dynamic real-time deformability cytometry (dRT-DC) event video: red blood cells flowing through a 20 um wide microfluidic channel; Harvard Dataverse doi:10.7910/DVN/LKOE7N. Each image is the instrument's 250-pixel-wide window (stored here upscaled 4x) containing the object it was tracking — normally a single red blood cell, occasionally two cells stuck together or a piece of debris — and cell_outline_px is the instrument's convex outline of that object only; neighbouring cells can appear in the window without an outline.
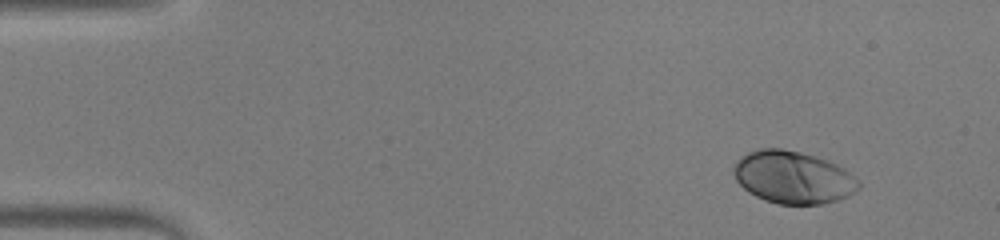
{"species": "human", "species_latin": "Homo sapiens", "temperature_condition": "warm", "stored_images_in_passage": 49, "camera_frame_rate_fps": 3000, "um_per_image_px": 0.085, "donor": {"sex": "male"}, "frame": {"image": 1, "passage_image": 1, "time_ms": 0.0, "image_size_px": [1000, 240], "cell_outline_px": [[860, 188], [848, 196], [824, 204], [780, 204], [764, 200], [748, 192], [736, 180], [732, 172], [732, 168], [736, 160], [740, 156], [748, 152], [760, 148], [780, 148], [800, 152], [816, 156], [828, 160], [844, 168], [860, 184]], "centroid_in_image_um": [67.37, 15.06], "position_along_channel_um": 17.6, "area_um2": 38.32}}
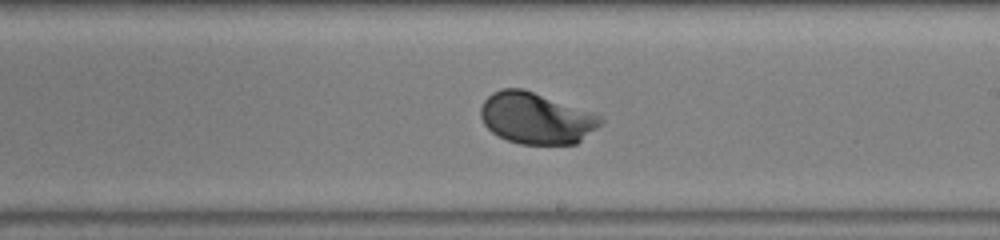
{"frame": {"image": 2, "passage_image": 27, "time_ms": 8.667, "image_size_px": [1000, 240], "cell_outline_px": [[604, 120], [596, 128], [576, 144], [520, 144], [508, 140], [492, 132], [484, 124], [480, 116], [480, 108], [484, 100], [492, 92], [504, 88], [524, 88], [596, 112]], "centroid_in_image_um": [45.59, 10.02], "position_along_channel_um": 243.4, "area_um2": 36.18}}
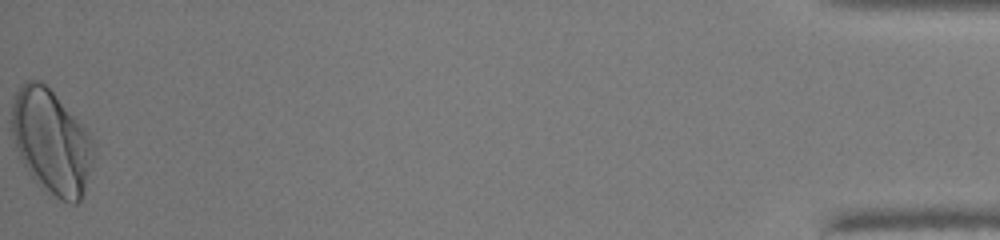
{"frame": {"image": 3, "passage_image": 49, "time_ms": 16.0, "image_size_px": [1000, 240], "cell_outline_px": [[92, 160], [84, 192], [80, 200], [76, 204], [72, 204], [48, 196], [28, 172], [16, 148], [12, 136], [12, 96], [28, 80], [40, 80], [52, 92], [84, 128], [92, 140]], "centroid_in_image_um": [4.33, 12.1], "position_along_channel_um": 430.9, "area_um2": 49.07}, "authors_computed_cell_mechanics": {"area_um2": 35.547, "velocity_mm_per_s": 3.8925, "shape_relaxation_time_tau1_ms": 1.8839, "shape_relaxation_time_tau2_ms": null, "deformation_change_tau1": 0.1395, "deformation_change_tau2": null}}